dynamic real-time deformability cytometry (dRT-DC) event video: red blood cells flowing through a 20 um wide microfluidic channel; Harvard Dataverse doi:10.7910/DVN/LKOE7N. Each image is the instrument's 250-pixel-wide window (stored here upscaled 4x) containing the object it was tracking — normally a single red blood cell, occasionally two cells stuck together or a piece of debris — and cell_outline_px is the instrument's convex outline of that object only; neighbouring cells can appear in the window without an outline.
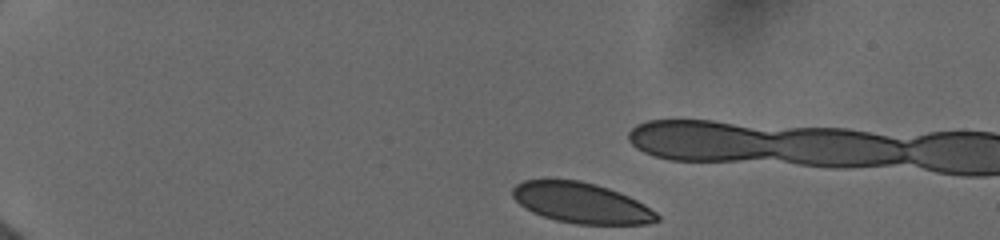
{"species": "human", "species_latin": "Homo sapiens", "temperature_condition": "cold", "stored_images_in_passage": 9, "camera_frame_rate_fps": 3000, "um_per_image_px": 0.085, "donor": {"sex": "female"}, "frame": {"image": 1, "passage_image": 1, "time_ms": 0.0, "image_size_px": [1000, 240], "cell_outline_px": [[660, 220], [648, 224], [576, 224], [556, 220], [532, 212], [524, 208], [512, 196], [512, 188], [516, 184], [524, 180], [580, 180], [596, 184], [608, 188], [628, 196], [644, 204], [656, 212], [660, 216]], "centroid_in_image_um": [49.42, 17.25], "position_along_channel_um": 35.6, "area_um2": 33.99}}
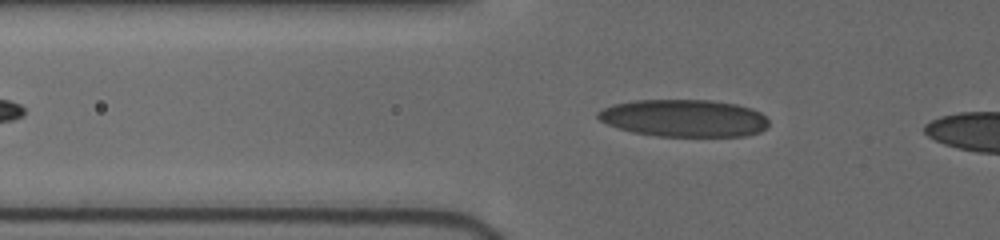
{"frame": {"image": 2, "passage_image": 9, "time_ms": 6.0, "image_size_px": [1000, 240], "cell_outline_px": [[768, 128], [760, 132], [744, 136], [656, 136], [632, 132], [608, 124], [600, 120], [596, 116], [596, 112], [612, 104], [636, 100], [712, 100], [736, 104], [752, 108], [760, 112], [768, 120]], "centroid_in_image_um": [58.16, 10.04], "position_along_channel_um": 67.6, "area_um2": 37.28}}